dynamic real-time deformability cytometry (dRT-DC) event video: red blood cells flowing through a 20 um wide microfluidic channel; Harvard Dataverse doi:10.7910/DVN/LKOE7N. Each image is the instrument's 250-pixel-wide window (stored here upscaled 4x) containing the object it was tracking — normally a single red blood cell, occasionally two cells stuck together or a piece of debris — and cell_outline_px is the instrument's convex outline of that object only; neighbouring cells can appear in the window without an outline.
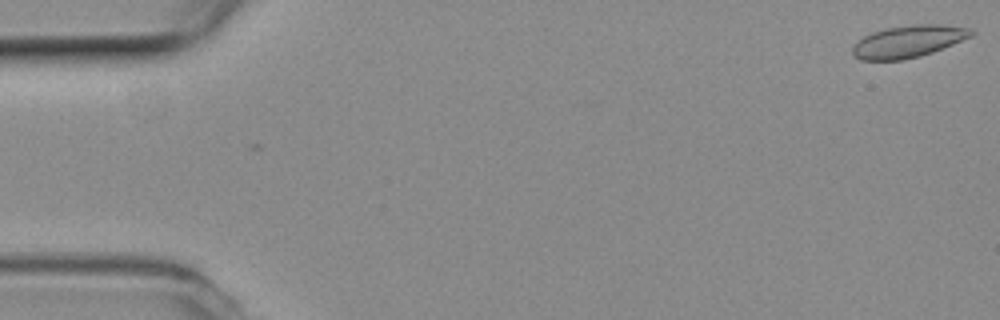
{"species": "common noctule bat (a hibernating species)", "species_latin": "Nyctalus noctula", "temperature_condition": "room temperature", "stored_images_in_passage": 16, "camera_frame_rate_fps": 3000, "um_per_image_px": 0.085, "animal": {"sex": "female", "body_mass_g": 19.3, "forearm_length_mm": 54.1}, "frame": {"image": 1, "passage_image": 1, "time_ms": 0.0, "image_size_px": [1000, 320], "cell_outline_px": [[976, 32], [972, 36], [932, 52], [920, 56], [900, 60], [860, 60], [852, 56], [852, 48], [864, 36], [872, 32], [888, 28], [912, 24], [940, 24], [972, 28]], "centroid_in_image_um": [77.22, 3.52], "position_along_channel_um": 7.8, "area_um2": 22.14}}
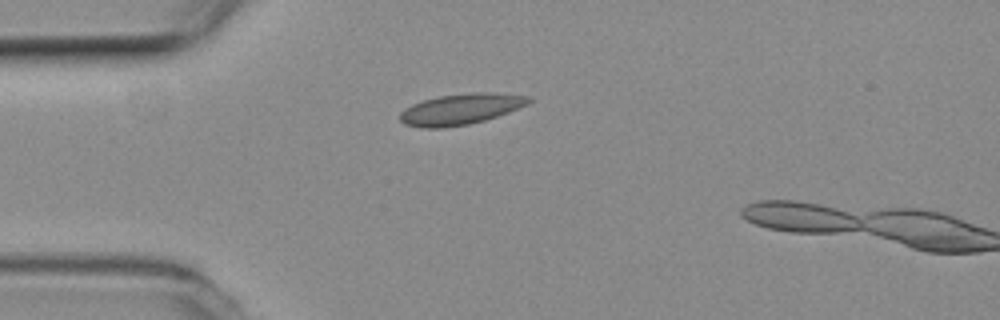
{"frame": {"image": 2, "passage_image": 14, "time_ms": 4.333, "image_size_px": [1000, 320], "cell_outline_px": [[532, 100], [528, 104], [508, 112], [484, 120], [468, 124], [444, 128], [420, 128], [404, 124], [400, 120], [400, 112], [404, 108], [412, 104], [424, 100], [440, 96], [472, 92], [496, 92], [528, 96]], "centroid_in_image_um": [39.14, 9.27], "position_along_channel_um": 45.9, "area_um2": 23.18}}